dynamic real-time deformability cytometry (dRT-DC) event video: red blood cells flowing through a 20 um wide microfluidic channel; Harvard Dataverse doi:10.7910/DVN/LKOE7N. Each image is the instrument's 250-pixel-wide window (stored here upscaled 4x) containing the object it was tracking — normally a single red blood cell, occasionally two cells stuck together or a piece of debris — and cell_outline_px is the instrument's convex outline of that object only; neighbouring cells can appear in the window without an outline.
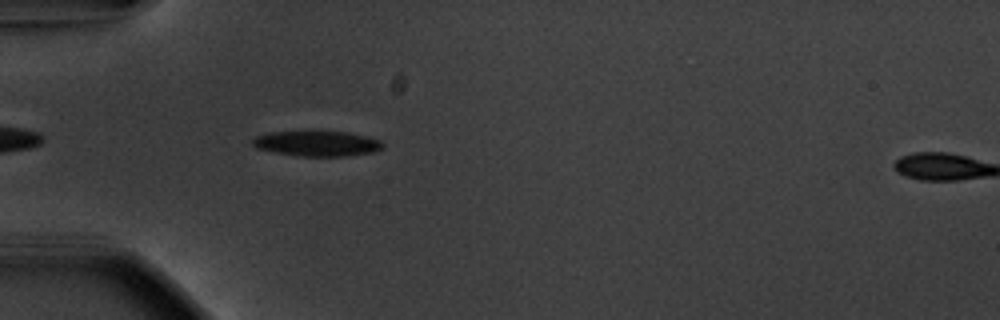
{"species": "common noctule bat (a hibernating species)", "species_latin": "Nyctalus noctula", "temperature_condition": "warm", "stored_images_in_passage": 6, "camera_frame_rate_fps": 3000, "um_per_image_px": 0.085, "animal": {"sex": "male", "body_mass_g": 20.1, "forearm_length_mm": 53.5}, "frame": {"image": 1, "passage_image": 5, "time_ms": 1.333, "image_size_px": [1000, 320], "cell_outline_px": [[384, 144], [380, 148], [372, 152], [348, 156], [296, 156], [256, 148], [252, 144], [252, 140], [256, 136], [268, 132], [348, 132], [368, 136], [380, 140]], "centroid_in_image_um": [26.94, 12.2], "position_along_channel_um": 58.1, "area_um2": 19.02}}